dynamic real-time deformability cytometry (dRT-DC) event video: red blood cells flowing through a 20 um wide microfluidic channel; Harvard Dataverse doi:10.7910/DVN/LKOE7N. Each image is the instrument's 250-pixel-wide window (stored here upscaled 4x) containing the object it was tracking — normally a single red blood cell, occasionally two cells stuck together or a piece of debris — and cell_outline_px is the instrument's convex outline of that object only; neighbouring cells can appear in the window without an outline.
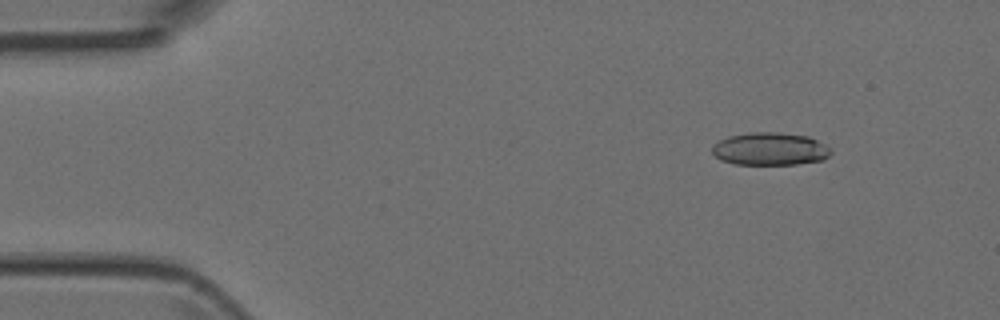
{"species": "Egyptian fruit bat (a non-hibernating species)", "species_latin": "Rousettus aegyptiacus", "temperature_condition": "room temperature", "stored_images_in_passage": 4, "camera_frame_rate_fps": 3000, "um_per_image_px": 0.085, "animal": {"sex": "female"}, "frame": {"image": 1, "passage_image": 2, "time_ms": 1.333, "image_size_px": [1000, 320], "cell_outline_px": [[832, 152], [824, 160], [796, 164], [736, 164], [720, 160], [712, 152], [712, 148], [720, 140], [728, 136], [752, 132], [776, 132], [808, 136], [832, 148]], "centroid_in_image_um": [65.48, 12.66], "position_along_channel_um": 19.5, "area_um2": 22.6}}